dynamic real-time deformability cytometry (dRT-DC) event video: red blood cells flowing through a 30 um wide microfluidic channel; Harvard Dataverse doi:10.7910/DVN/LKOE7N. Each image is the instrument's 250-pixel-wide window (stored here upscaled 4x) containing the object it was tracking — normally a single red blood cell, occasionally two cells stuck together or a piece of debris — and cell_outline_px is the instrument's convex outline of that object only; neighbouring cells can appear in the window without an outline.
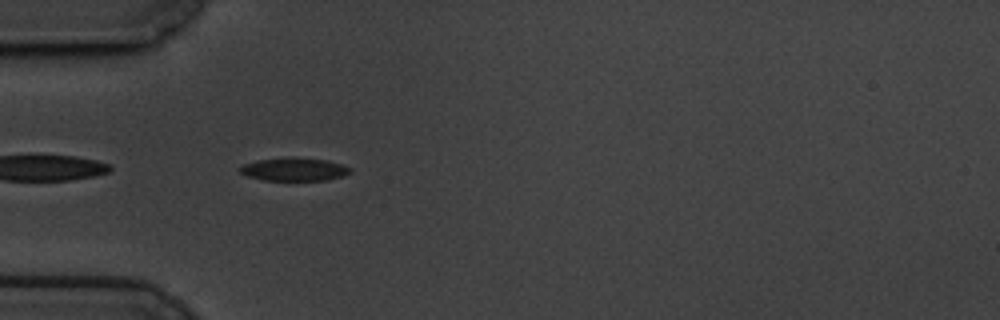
{"species": "common noctule bat (a hibernating species)", "species_latin": "Nyctalus noctula", "temperature_condition": "cold", "stored_images_in_passage": 43, "camera_frame_rate_fps": 3000, "um_per_image_px": 0.085, "animal": {"sex": "male", "body_mass_g": 19.5, "forearm_length_mm": 54.6}, "frame": {"image": 1, "passage_image": 2, "time_ms": 0.333, "image_size_px": [1000, 320], "cell_outline_px": [[352, 172], [340, 176], [324, 180], [264, 180], [248, 176], [240, 172], [240, 168], [244, 164], [260, 160], [328, 160], [344, 164], [352, 168]], "centroid_in_image_um": [25.07, 14.44], "position_along_channel_um": 59.9, "area_um2": 13.87}}
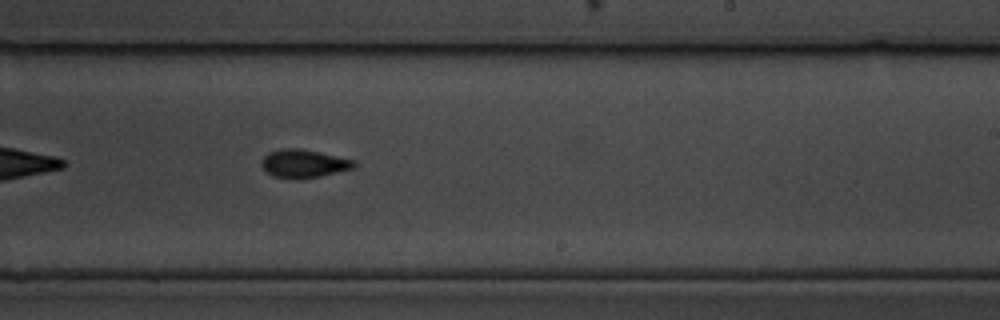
{"frame": {"image": 2, "passage_image": 20, "time_ms": 6.333, "image_size_px": [1000, 320], "cell_outline_px": [[356, 164], [352, 168], [320, 176], [296, 180], [292, 180], [272, 176], [264, 172], [260, 164], [260, 160], [268, 152], [284, 148], [300, 148], [356, 160]], "centroid_in_image_um": [25.74, 13.92], "position_along_channel_um": 263.3, "area_um2": 15.49}}
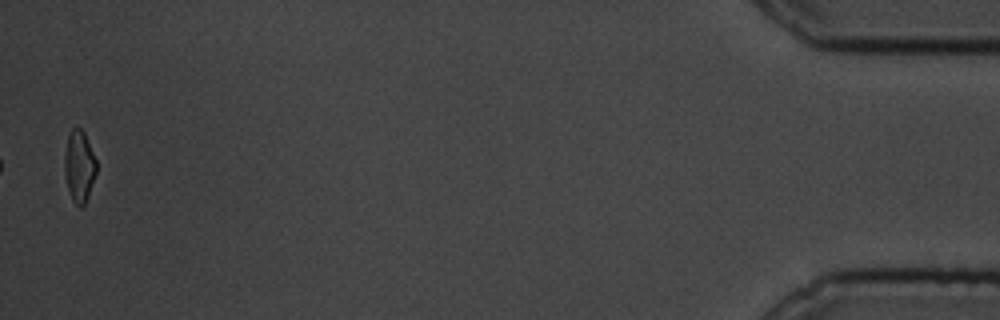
{"frame": {"image": 3, "passage_image": 42, "time_ms": 13.667, "image_size_px": [1000, 320], "cell_outline_px": [[96, 172], [88, 196], [84, 204], [80, 208], [72, 200], [68, 188], [64, 172], [64, 156], [68, 136], [72, 128], [80, 128], [84, 132], [96, 160]], "centroid_in_image_um": [6.72, 14.13], "position_along_channel_um": 428.5, "area_um2": 13.12}, "authors_computed_cell_mechanics": {"area_um2": 14.7968, "velocity_mm_per_s": 3.4493, "shape_relaxation_time_tau1_ms": 3.1818, "shape_relaxation_time_tau2_ms": 2.7971, "deformation_change_tau1": 0.1079, "deformation_change_tau2": 0.0645}}